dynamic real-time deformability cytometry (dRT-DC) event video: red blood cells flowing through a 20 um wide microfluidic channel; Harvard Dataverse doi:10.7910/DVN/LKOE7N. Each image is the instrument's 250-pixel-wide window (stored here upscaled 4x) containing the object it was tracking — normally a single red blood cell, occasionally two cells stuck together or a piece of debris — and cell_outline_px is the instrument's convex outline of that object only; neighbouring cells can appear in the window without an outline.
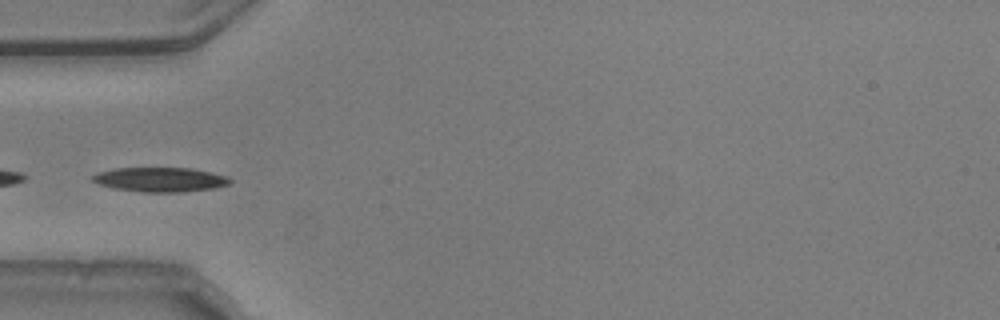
{"species": "common noctule bat (a hibernating species)", "species_latin": "Nyctalus noctula", "temperature_condition": "warm", "stored_images_in_passage": 38, "camera_frame_rate_fps": 3000, "um_per_image_px": 0.085, "animal": {"sex": "male", "body_mass_g": 20.5, "forearm_length_mm": 52.5}, "frame": {"image": 1, "passage_image": 1, "time_ms": 0.0, "image_size_px": [1000, 320], "cell_outline_px": [[232, 180], [228, 184], [216, 188], [180, 192], [144, 192], [112, 188], [100, 184], [92, 180], [88, 176], [96, 172], [112, 168], [192, 168], [212, 172], [228, 176]], "centroid_in_image_um": [13.59, 15.25], "position_along_channel_um": 71.4, "area_um2": 19.83}}
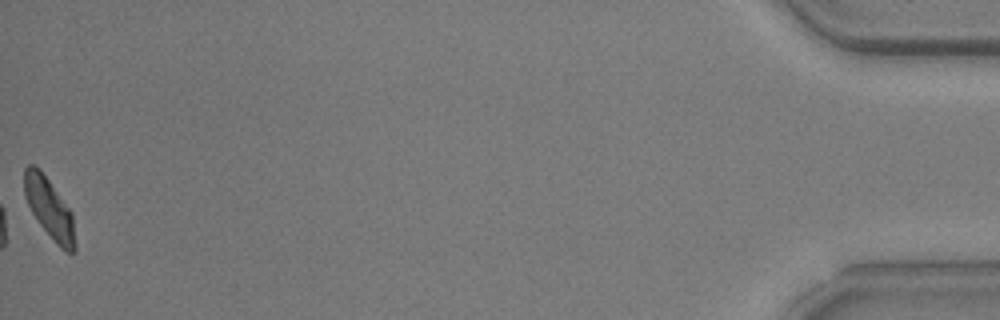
{"frame": {"image": 2, "passage_image": 38, "time_ms": 12.333, "image_size_px": [1000, 320], "cell_outline_px": [[76, 252], [64, 252], [56, 244], [40, 224], [32, 212], [24, 196], [24, 168], [28, 164], [32, 164], [48, 180], [72, 212], [76, 244]], "centroid_in_image_um": [4.21, 17.77], "position_along_channel_um": 431.0, "area_um2": 17.63}}